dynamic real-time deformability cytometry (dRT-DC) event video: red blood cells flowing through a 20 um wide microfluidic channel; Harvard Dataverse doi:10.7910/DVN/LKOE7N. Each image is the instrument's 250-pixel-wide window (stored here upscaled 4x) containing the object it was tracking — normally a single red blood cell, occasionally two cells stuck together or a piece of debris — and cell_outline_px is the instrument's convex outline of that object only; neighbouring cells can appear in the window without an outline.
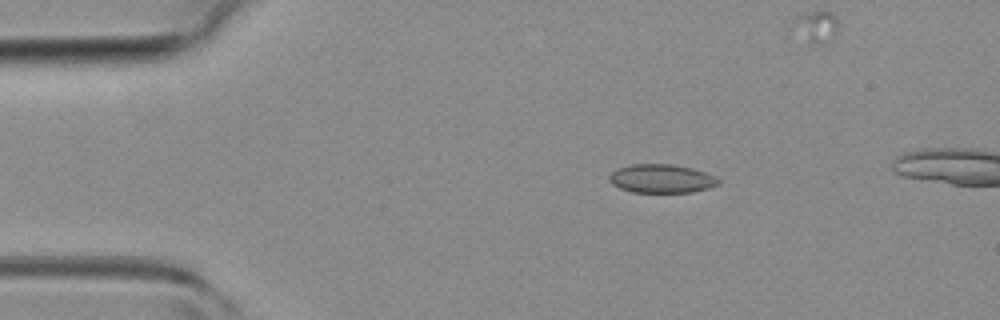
{"species": "common noctule bat (a hibernating species)", "species_latin": "Nyctalus noctula", "temperature_condition": "room temperature", "stored_images_in_passage": 7, "camera_frame_rate_fps": 3000, "um_per_image_px": 0.085, "animal": {"sex": "female", "body_mass_g": 19.3, "forearm_length_mm": 54.1}, "frame": {"image": 1, "passage_image": 3, "time_ms": 2.333, "image_size_px": [1000, 320], "cell_outline_px": [[720, 184], [708, 188], [692, 192], [632, 192], [620, 188], [612, 184], [608, 180], [608, 176], [612, 172], [620, 168], [632, 164], [672, 164], [692, 168], [716, 176], [720, 180]], "centroid_in_image_um": [56.24, 15.18], "position_along_channel_um": 28.8, "area_um2": 18.21}}